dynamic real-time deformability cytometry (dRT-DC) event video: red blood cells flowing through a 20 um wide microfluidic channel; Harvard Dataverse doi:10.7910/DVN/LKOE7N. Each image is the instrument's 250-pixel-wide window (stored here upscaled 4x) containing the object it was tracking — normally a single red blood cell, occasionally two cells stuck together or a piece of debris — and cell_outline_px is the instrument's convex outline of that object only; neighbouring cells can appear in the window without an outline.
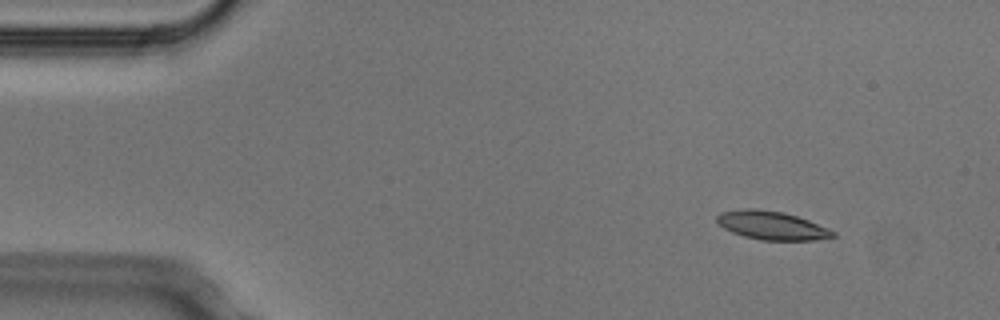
{"species": "Egyptian fruit bat (a non-hibernating species)", "species_latin": "Rousettus aegyptiacus", "temperature_condition": "cold", "stored_images_in_passage": 4, "camera_frame_rate_fps": 3000, "um_per_image_px": 0.085, "animal": {"sex": "male"}, "frame": {"image": 1, "passage_image": 2, "time_ms": 0.333, "image_size_px": [1000, 320], "cell_outline_px": [[836, 236], [812, 240], [760, 240], [744, 236], [732, 232], [724, 228], [716, 220], [716, 216], [720, 212], [744, 208], [756, 208], [784, 212], [808, 220], [828, 228], [836, 232]], "centroid_in_image_um": [65.58, 19.15], "position_along_channel_um": 19.4, "area_um2": 19.25}}
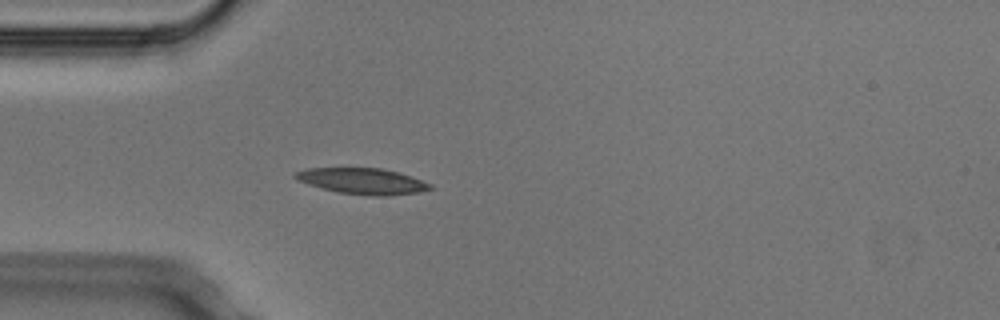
{"frame": {"image": 2, "passage_image": 4, "time_ms": 1.0, "image_size_px": [1000, 320], "cell_outline_px": [[432, 188], [420, 192], [388, 196], [372, 196], [340, 192], [308, 184], [296, 180], [292, 176], [292, 172], [308, 168], [380, 168], [396, 172], [432, 184]], "centroid_in_image_um": [30.76, 15.39], "position_along_channel_um": 54.2, "area_um2": 20.23}}